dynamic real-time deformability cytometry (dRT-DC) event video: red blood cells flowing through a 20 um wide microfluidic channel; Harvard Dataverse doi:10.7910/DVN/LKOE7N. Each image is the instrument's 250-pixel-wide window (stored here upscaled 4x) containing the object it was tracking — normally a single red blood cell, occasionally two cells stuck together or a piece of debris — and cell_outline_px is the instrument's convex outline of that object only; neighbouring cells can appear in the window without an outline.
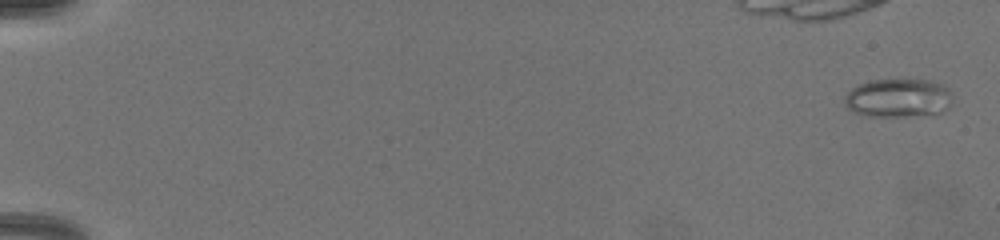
{"species": "common noctule bat (a hibernating species)", "species_latin": "Nyctalus noctula", "temperature_condition": "warm", "stored_images_in_passage": 18, "camera_frame_rate_fps": 3000, "um_per_image_px": 0.085, "animal": {"sex": "female", "body_mass_g": 19.5, "forearm_length_mm": 54.1}, "frame": {"image": 1, "passage_image": 1, "time_ms": 0.0, "image_size_px": [1000, 240], "cell_outline_px": [[952, 104], [944, 112], [904, 116], [868, 116], [856, 112], [848, 108], [844, 104], [844, 96], [852, 88], [860, 84], [872, 80], [928, 80], [940, 84], [948, 88], [952, 92]], "centroid_in_image_um": [76.38, 8.33], "position_along_channel_um": 8.6, "area_um2": 24.22}}